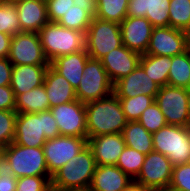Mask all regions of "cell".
Instances as JSON below:
<instances>
[{
	"label": "cell",
	"instance_id": "1",
	"mask_svg": "<svg viewBox=\"0 0 190 191\" xmlns=\"http://www.w3.org/2000/svg\"><path fill=\"white\" fill-rule=\"evenodd\" d=\"M87 139L105 134L122 133L127 120L120 99L114 94L85 104Z\"/></svg>",
	"mask_w": 190,
	"mask_h": 191
},
{
	"label": "cell",
	"instance_id": "2",
	"mask_svg": "<svg viewBox=\"0 0 190 191\" xmlns=\"http://www.w3.org/2000/svg\"><path fill=\"white\" fill-rule=\"evenodd\" d=\"M59 135V127L50 110L17 114L13 141L16 144L26 147H43L47 139Z\"/></svg>",
	"mask_w": 190,
	"mask_h": 191
},
{
	"label": "cell",
	"instance_id": "3",
	"mask_svg": "<svg viewBox=\"0 0 190 191\" xmlns=\"http://www.w3.org/2000/svg\"><path fill=\"white\" fill-rule=\"evenodd\" d=\"M95 168V159L87 145L52 176L51 188L54 191L88 190Z\"/></svg>",
	"mask_w": 190,
	"mask_h": 191
},
{
	"label": "cell",
	"instance_id": "4",
	"mask_svg": "<svg viewBox=\"0 0 190 191\" xmlns=\"http://www.w3.org/2000/svg\"><path fill=\"white\" fill-rule=\"evenodd\" d=\"M38 35L49 62L57 57L85 50V34L62 27L57 22H48L38 31Z\"/></svg>",
	"mask_w": 190,
	"mask_h": 191
},
{
	"label": "cell",
	"instance_id": "5",
	"mask_svg": "<svg viewBox=\"0 0 190 191\" xmlns=\"http://www.w3.org/2000/svg\"><path fill=\"white\" fill-rule=\"evenodd\" d=\"M5 169L16 178L50 176L43 147H26L12 142L2 148Z\"/></svg>",
	"mask_w": 190,
	"mask_h": 191
},
{
	"label": "cell",
	"instance_id": "6",
	"mask_svg": "<svg viewBox=\"0 0 190 191\" xmlns=\"http://www.w3.org/2000/svg\"><path fill=\"white\" fill-rule=\"evenodd\" d=\"M154 151L168 157L173 165L190 162V127L165 125L152 134Z\"/></svg>",
	"mask_w": 190,
	"mask_h": 191
},
{
	"label": "cell",
	"instance_id": "7",
	"mask_svg": "<svg viewBox=\"0 0 190 191\" xmlns=\"http://www.w3.org/2000/svg\"><path fill=\"white\" fill-rule=\"evenodd\" d=\"M123 45L120 24L94 17L85 34V49L90 58L101 59Z\"/></svg>",
	"mask_w": 190,
	"mask_h": 191
},
{
	"label": "cell",
	"instance_id": "8",
	"mask_svg": "<svg viewBox=\"0 0 190 191\" xmlns=\"http://www.w3.org/2000/svg\"><path fill=\"white\" fill-rule=\"evenodd\" d=\"M114 91V84L102 65L101 60L88 58L83 76L75 90L77 100L87 104L105 98Z\"/></svg>",
	"mask_w": 190,
	"mask_h": 191
},
{
	"label": "cell",
	"instance_id": "9",
	"mask_svg": "<svg viewBox=\"0 0 190 191\" xmlns=\"http://www.w3.org/2000/svg\"><path fill=\"white\" fill-rule=\"evenodd\" d=\"M167 124L189 127L188 89L165 85L160 87L155 100Z\"/></svg>",
	"mask_w": 190,
	"mask_h": 191
},
{
	"label": "cell",
	"instance_id": "10",
	"mask_svg": "<svg viewBox=\"0 0 190 191\" xmlns=\"http://www.w3.org/2000/svg\"><path fill=\"white\" fill-rule=\"evenodd\" d=\"M173 166L167 156L149 152L135 181L150 191H165L171 182Z\"/></svg>",
	"mask_w": 190,
	"mask_h": 191
},
{
	"label": "cell",
	"instance_id": "11",
	"mask_svg": "<svg viewBox=\"0 0 190 191\" xmlns=\"http://www.w3.org/2000/svg\"><path fill=\"white\" fill-rule=\"evenodd\" d=\"M88 145L87 138L59 135L43 145L47 168L52 177L70 159Z\"/></svg>",
	"mask_w": 190,
	"mask_h": 191
},
{
	"label": "cell",
	"instance_id": "12",
	"mask_svg": "<svg viewBox=\"0 0 190 191\" xmlns=\"http://www.w3.org/2000/svg\"><path fill=\"white\" fill-rule=\"evenodd\" d=\"M8 59L13 65H50L35 32H20L12 36Z\"/></svg>",
	"mask_w": 190,
	"mask_h": 191
},
{
	"label": "cell",
	"instance_id": "13",
	"mask_svg": "<svg viewBox=\"0 0 190 191\" xmlns=\"http://www.w3.org/2000/svg\"><path fill=\"white\" fill-rule=\"evenodd\" d=\"M49 110L56 120L60 135L87 138L85 104L74 100Z\"/></svg>",
	"mask_w": 190,
	"mask_h": 191
},
{
	"label": "cell",
	"instance_id": "14",
	"mask_svg": "<svg viewBox=\"0 0 190 191\" xmlns=\"http://www.w3.org/2000/svg\"><path fill=\"white\" fill-rule=\"evenodd\" d=\"M185 51L186 36L183 30L171 26L153 27L145 54L173 57Z\"/></svg>",
	"mask_w": 190,
	"mask_h": 191
},
{
	"label": "cell",
	"instance_id": "15",
	"mask_svg": "<svg viewBox=\"0 0 190 191\" xmlns=\"http://www.w3.org/2000/svg\"><path fill=\"white\" fill-rule=\"evenodd\" d=\"M120 30L124 46L141 55L146 53L153 30L146 17L127 16L120 23Z\"/></svg>",
	"mask_w": 190,
	"mask_h": 191
},
{
	"label": "cell",
	"instance_id": "16",
	"mask_svg": "<svg viewBox=\"0 0 190 191\" xmlns=\"http://www.w3.org/2000/svg\"><path fill=\"white\" fill-rule=\"evenodd\" d=\"M159 89L160 86L147 76L144 69L138 65L128 76L114 84L113 93L118 98H130L144 94L155 99Z\"/></svg>",
	"mask_w": 190,
	"mask_h": 191
},
{
	"label": "cell",
	"instance_id": "17",
	"mask_svg": "<svg viewBox=\"0 0 190 191\" xmlns=\"http://www.w3.org/2000/svg\"><path fill=\"white\" fill-rule=\"evenodd\" d=\"M141 54L122 45L106 54L100 60L110 80L115 84L128 76L140 62Z\"/></svg>",
	"mask_w": 190,
	"mask_h": 191
},
{
	"label": "cell",
	"instance_id": "18",
	"mask_svg": "<svg viewBox=\"0 0 190 191\" xmlns=\"http://www.w3.org/2000/svg\"><path fill=\"white\" fill-rule=\"evenodd\" d=\"M96 165H116L126 147L121 133L100 135L88 139Z\"/></svg>",
	"mask_w": 190,
	"mask_h": 191
},
{
	"label": "cell",
	"instance_id": "19",
	"mask_svg": "<svg viewBox=\"0 0 190 191\" xmlns=\"http://www.w3.org/2000/svg\"><path fill=\"white\" fill-rule=\"evenodd\" d=\"M21 32L38 31L49 22L45 0H14Z\"/></svg>",
	"mask_w": 190,
	"mask_h": 191
},
{
	"label": "cell",
	"instance_id": "20",
	"mask_svg": "<svg viewBox=\"0 0 190 191\" xmlns=\"http://www.w3.org/2000/svg\"><path fill=\"white\" fill-rule=\"evenodd\" d=\"M170 0H129L127 16L146 17L153 27L169 26Z\"/></svg>",
	"mask_w": 190,
	"mask_h": 191
},
{
	"label": "cell",
	"instance_id": "21",
	"mask_svg": "<svg viewBox=\"0 0 190 191\" xmlns=\"http://www.w3.org/2000/svg\"><path fill=\"white\" fill-rule=\"evenodd\" d=\"M133 179L116 165H96L89 191H122Z\"/></svg>",
	"mask_w": 190,
	"mask_h": 191
},
{
	"label": "cell",
	"instance_id": "22",
	"mask_svg": "<svg viewBox=\"0 0 190 191\" xmlns=\"http://www.w3.org/2000/svg\"><path fill=\"white\" fill-rule=\"evenodd\" d=\"M49 65H13L10 87L15 97L43 85Z\"/></svg>",
	"mask_w": 190,
	"mask_h": 191
},
{
	"label": "cell",
	"instance_id": "23",
	"mask_svg": "<svg viewBox=\"0 0 190 191\" xmlns=\"http://www.w3.org/2000/svg\"><path fill=\"white\" fill-rule=\"evenodd\" d=\"M43 84L50 108L77 100L75 89L69 81L56 72L50 65L45 73Z\"/></svg>",
	"mask_w": 190,
	"mask_h": 191
},
{
	"label": "cell",
	"instance_id": "24",
	"mask_svg": "<svg viewBox=\"0 0 190 191\" xmlns=\"http://www.w3.org/2000/svg\"><path fill=\"white\" fill-rule=\"evenodd\" d=\"M89 58L86 49L75 53L57 57L50 62V66L65 77L76 90L83 76L84 67Z\"/></svg>",
	"mask_w": 190,
	"mask_h": 191
},
{
	"label": "cell",
	"instance_id": "25",
	"mask_svg": "<svg viewBox=\"0 0 190 191\" xmlns=\"http://www.w3.org/2000/svg\"><path fill=\"white\" fill-rule=\"evenodd\" d=\"M121 134L127 147L144 155L154 151L152 133L148 132L138 121H128Z\"/></svg>",
	"mask_w": 190,
	"mask_h": 191
},
{
	"label": "cell",
	"instance_id": "26",
	"mask_svg": "<svg viewBox=\"0 0 190 191\" xmlns=\"http://www.w3.org/2000/svg\"><path fill=\"white\" fill-rule=\"evenodd\" d=\"M50 109L44 84L15 97V111L19 113H38Z\"/></svg>",
	"mask_w": 190,
	"mask_h": 191
},
{
	"label": "cell",
	"instance_id": "27",
	"mask_svg": "<svg viewBox=\"0 0 190 191\" xmlns=\"http://www.w3.org/2000/svg\"><path fill=\"white\" fill-rule=\"evenodd\" d=\"M139 65L160 87L168 85V74L171 67V57L142 54Z\"/></svg>",
	"mask_w": 190,
	"mask_h": 191
},
{
	"label": "cell",
	"instance_id": "28",
	"mask_svg": "<svg viewBox=\"0 0 190 191\" xmlns=\"http://www.w3.org/2000/svg\"><path fill=\"white\" fill-rule=\"evenodd\" d=\"M95 16L96 5H73L57 23L62 27L79 30L86 34V31Z\"/></svg>",
	"mask_w": 190,
	"mask_h": 191
},
{
	"label": "cell",
	"instance_id": "29",
	"mask_svg": "<svg viewBox=\"0 0 190 191\" xmlns=\"http://www.w3.org/2000/svg\"><path fill=\"white\" fill-rule=\"evenodd\" d=\"M168 85L186 89L189 88L190 54L187 51L171 57V67L168 74Z\"/></svg>",
	"mask_w": 190,
	"mask_h": 191
},
{
	"label": "cell",
	"instance_id": "30",
	"mask_svg": "<svg viewBox=\"0 0 190 191\" xmlns=\"http://www.w3.org/2000/svg\"><path fill=\"white\" fill-rule=\"evenodd\" d=\"M129 0H97L96 18L121 23L127 17Z\"/></svg>",
	"mask_w": 190,
	"mask_h": 191
},
{
	"label": "cell",
	"instance_id": "31",
	"mask_svg": "<svg viewBox=\"0 0 190 191\" xmlns=\"http://www.w3.org/2000/svg\"><path fill=\"white\" fill-rule=\"evenodd\" d=\"M145 157L146 155L143 153L126 146L119 156L116 166H118L131 179L135 180L141 172Z\"/></svg>",
	"mask_w": 190,
	"mask_h": 191
},
{
	"label": "cell",
	"instance_id": "32",
	"mask_svg": "<svg viewBox=\"0 0 190 191\" xmlns=\"http://www.w3.org/2000/svg\"><path fill=\"white\" fill-rule=\"evenodd\" d=\"M169 26L187 30L190 28V0H170Z\"/></svg>",
	"mask_w": 190,
	"mask_h": 191
},
{
	"label": "cell",
	"instance_id": "33",
	"mask_svg": "<svg viewBox=\"0 0 190 191\" xmlns=\"http://www.w3.org/2000/svg\"><path fill=\"white\" fill-rule=\"evenodd\" d=\"M122 111L125 115L127 121H137L143 111L149 107V105L154 102L152 96L147 95H137L130 98H119Z\"/></svg>",
	"mask_w": 190,
	"mask_h": 191
},
{
	"label": "cell",
	"instance_id": "34",
	"mask_svg": "<svg viewBox=\"0 0 190 191\" xmlns=\"http://www.w3.org/2000/svg\"><path fill=\"white\" fill-rule=\"evenodd\" d=\"M0 32L14 36L21 32L16 6L11 1L0 3Z\"/></svg>",
	"mask_w": 190,
	"mask_h": 191
},
{
	"label": "cell",
	"instance_id": "35",
	"mask_svg": "<svg viewBox=\"0 0 190 191\" xmlns=\"http://www.w3.org/2000/svg\"><path fill=\"white\" fill-rule=\"evenodd\" d=\"M137 121L152 134L167 125L166 119L155 101L143 111Z\"/></svg>",
	"mask_w": 190,
	"mask_h": 191
},
{
	"label": "cell",
	"instance_id": "36",
	"mask_svg": "<svg viewBox=\"0 0 190 191\" xmlns=\"http://www.w3.org/2000/svg\"><path fill=\"white\" fill-rule=\"evenodd\" d=\"M16 118V111L0 110V148L14 141Z\"/></svg>",
	"mask_w": 190,
	"mask_h": 191
},
{
	"label": "cell",
	"instance_id": "37",
	"mask_svg": "<svg viewBox=\"0 0 190 191\" xmlns=\"http://www.w3.org/2000/svg\"><path fill=\"white\" fill-rule=\"evenodd\" d=\"M51 176H25L17 180L16 191H48Z\"/></svg>",
	"mask_w": 190,
	"mask_h": 191
},
{
	"label": "cell",
	"instance_id": "38",
	"mask_svg": "<svg viewBox=\"0 0 190 191\" xmlns=\"http://www.w3.org/2000/svg\"><path fill=\"white\" fill-rule=\"evenodd\" d=\"M168 188L179 191H190V162L174 165Z\"/></svg>",
	"mask_w": 190,
	"mask_h": 191
},
{
	"label": "cell",
	"instance_id": "39",
	"mask_svg": "<svg viewBox=\"0 0 190 191\" xmlns=\"http://www.w3.org/2000/svg\"><path fill=\"white\" fill-rule=\"evenodd\" d=\"M49 22H58L73 6V0H45Z\"/></svg>",
	"mask_w": 190,
	"mask_h": 191
},
{
	"label": "cell",
	"instance_id": "40",
	"mask_svg": "<svg viewBox=\"0 0 190 191\" xmlns=\"http://www.w3.org/2000/svg\"><path fill=\"white\" fill-rule=\"evenodd\" d=\"M0 110L15 111V95L10 85L0 86Z\"/></svg>",
	"mask_w": 190,
	"mask_h": 191
},
{
	"label": "cell",
	"instance_id": "41",
	"mask_svg": "<svg viewBox=\"0 0 190 191\" xmlns=\"http://www.w3.org/2000/svg\"><path fill=\"white\" fill-rule=\"evenodd\" d=\"M13 71V64L8 57L0 58V86L10 85Z\"/></svg>",
	"mask_w": 190,
	"mask_h": 191
},
{
	"label": "cell",
	"instance_id": "42",
	"mask_svg": "<svg viewBox=\"0 0 190 191\" xmlns=\"http://www.w3.org/2000/svg\"><path fill=\"white\" fill-rule=\"evenodd\" d=\"M17 180L8 170L0 173V191H16Z\"/></svg>",
	"mask_w": 190,
	"mask_h": 191
},
{
	"label": "cell",
	"instance_id": "43",
	"mask_svg": "<svg viewBox=\"0 0 190 191\" xmlns=\"http://www.w3.org/2000/svg\"><path fill=\"white\" fill-rule=\"evenodd\" d=\"M11 38V35L0 32V58L9 56Z\"/></svg>",
	"mask_w": 190,
	"mask_h": 191
},
{
	"label": "cell",
	"instance_id": "44",
	"mask_svg": "<svg viewBox=\"0 0 190 191\" xmlns=\"http://www.w3.org/2000/svg\"><path fill=\"white\" fill-rule=\"evenodd\" d=\"M122 191H150L135 180L131 181Z\"/></svg>",
	"mask_w": 190,
	"mask_h": 191
},
{
	"label": "cell",
	"instance_id": "45",
	"mask_svg": "<svg viewBox=\"0 0 190 191\" xmlns=\"http://www.w3.org/2000/svg\"><path fill=\"white\" fill-rule=\"evenodd\" d=\"M74 5L86 6V5H96V2L93 0H73Z\"/></svg>",
	"mask_w": 190,
	"mask_h": 191
},
{
	"label": "cell",
	"instance_id": "46",
	"mask_svg": "<svg viewBox=\"0 0 190 191\" xmlns=\"http://www.w3.org/2000/svg\"><path fill=\"white\" fill-rule=\"evenodd\" d=\"M184 32L186 36V51L190 54V28Z\"/></svg>",
	"mask_w": 190,
	"mask_h": 191
},
{
	"label": "cell",
	"instance_id": "47",
	"mask_svg": "<svg viewBox=\"0 0 190 191\" xmlns=\"http://www.w3.org/2000/svg\"><path fill=\"white\" fill-rule=\"evenodd\" d=\"M5 165H4V156L2 152V148H0V173L4 170Z\"/></svg>",
	"mask_w": 190,
	"mask_h": 191
},
{
	"label": "cell",
	"instance_id": "48",
	"mask_svg": "<svg viewBox=\"0 0 190 191\" xmlns=\"http://www.w3.org/2000/svg\"><path fill=\"white\" fill-rule=\"evenodd\" d=\"M187 107H188V117H189V127H190V90L188 89V103H187Z\"/></svg>",
	"mask_w": 190,
	"mask_h": 191
},
{
	"label": "cell",
	"instance_id": "49",
	"mask_svg": "<svg viewBox=\"0 0 190 191\" xmlns=\"http://www.w3.org/2000/svg\"><path fill=\"white\" fill-rule=\"evenodd\" d=\"M165 191H179V190L168 188Z\"/></svg>",
	"mask_w": 190,
	"mask_h": 191
},
{
	"label": "cell",
	"instance_id": "50",
	"mask_svg": "<svg viewBox=\"0 0 190 191\" xmlns=\"http://www.w3.org/2000/svg\"><path fill=\"white\" fill-rule=\"evenodd\" d=\"M67 191H89V190H67Z\"/></svg>",
	"mask_w": 190,
	"mask_h": 191
}]
</instances>
